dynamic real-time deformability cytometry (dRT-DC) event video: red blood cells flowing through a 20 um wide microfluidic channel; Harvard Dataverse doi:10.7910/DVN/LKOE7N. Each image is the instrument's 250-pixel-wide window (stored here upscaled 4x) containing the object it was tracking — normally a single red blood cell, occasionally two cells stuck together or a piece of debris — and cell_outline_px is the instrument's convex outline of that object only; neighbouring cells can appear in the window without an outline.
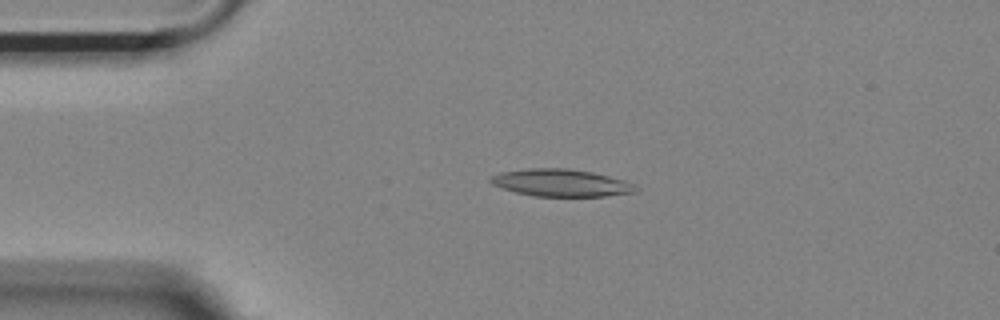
{"species": "Egyptian fruit bat (a non-hibernating species)", "species_latin": "Rousettus aegyptiacus", "temperature_condition": "room temperature", "stored_images_in_passage": 43, "camera_frame_rate_fps": 3000, "um_per_image_px": 0.085, "animal": {"sex": "female"}, "frame": {"image": 1, "passage_image": 9, "time_ms": 2.667, "image_size_px": [1000, 320], "cell_outline_px": [[640, 188], [636, 192], [604, 196], [536, 196], [516, 192], [492, 184], [488, 180], [488, 176], [500, 172], [528, 168], [568, 168], [592, 172], [624, 180]], "centroid_in_image_um": [47.66, 15.53], "position_along_channel_um": 37.3, "area_um2": 23.06}}
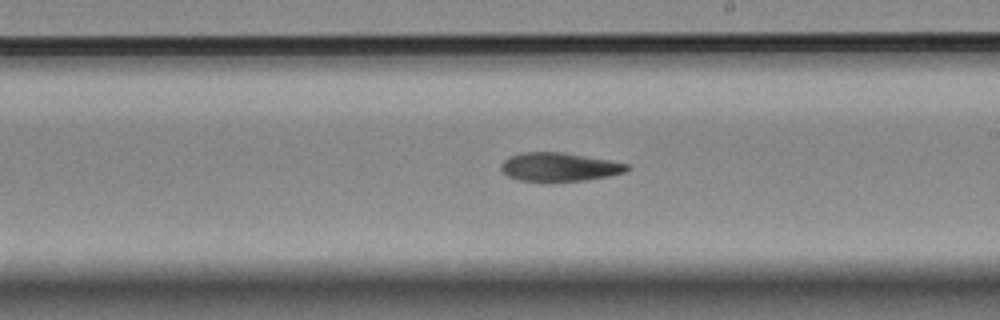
{"frame": {"image": 2, "passage_image": 28, "time_ms": 9.0, "image_size_px": [1000, 320], "cell_outline_px": [[632, 168], [628, 172], [608, 176], [584, 180], [516, 180], [508, 176], [500, 168], [500, 164], [508, 156], [524, 152], [564, 152], [608, 160], [628, 164]], "centroid_in_image_um": [47.55, 14.17], "position_along_channel_um": 241.4, "area_um2": 20.81}}
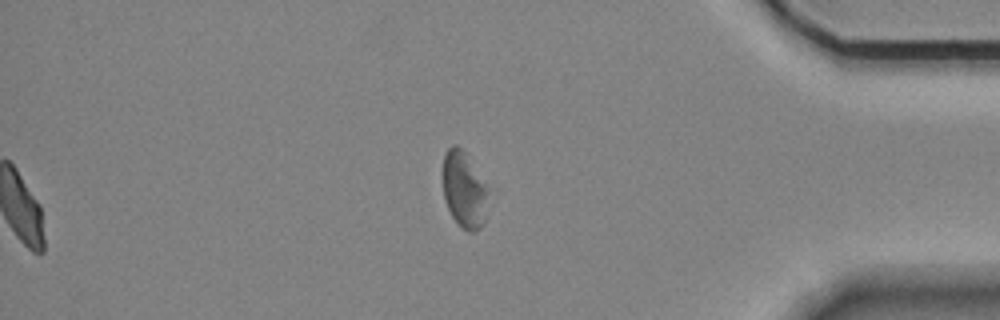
{"frame": {"image": 3, "passage_image": 43, "time_ms": 14.0, "image_size_px": [1000, 320], "cell_outline_px": [[484, 220], [480, 228], [476, 232], [468, 232], [452, 216], [444, 200], [444, 152], [452, 144], [456, 144], [464, 152], [484, 184]], "centroid_in_image_um": [39.38, 16.13], "position_along_channel_um": 395.8, "area_um2": 18.9}}